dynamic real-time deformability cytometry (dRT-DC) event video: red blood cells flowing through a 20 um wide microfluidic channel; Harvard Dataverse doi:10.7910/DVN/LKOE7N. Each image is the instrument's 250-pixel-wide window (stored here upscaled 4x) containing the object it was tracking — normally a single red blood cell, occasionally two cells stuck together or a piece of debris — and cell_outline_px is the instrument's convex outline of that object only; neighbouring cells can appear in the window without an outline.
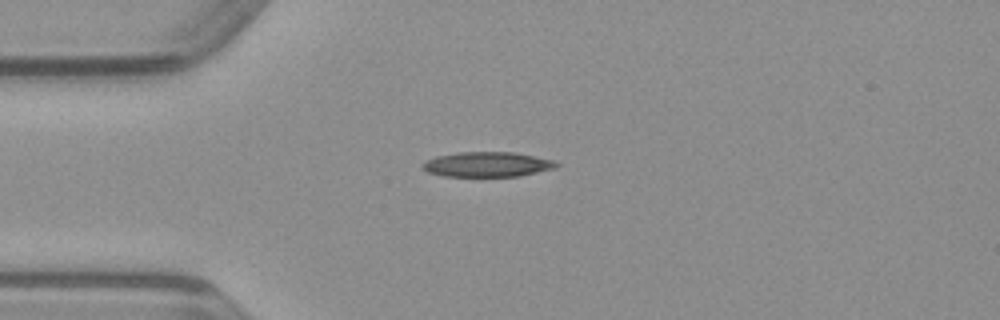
{"species": "common noctule bat (a hibernating species)", "species_latin": "Nyctalus noctula", "temperature_condition": "warm", "stored_images_in_passage": 38, "camera_frame_rate_fps": 3000, "um_per_image_px": 0.085, "animal": {"sex": "male", "body_mass_g": 23.1, "forearm_length_mm": 52.7}, "frame": {"image": 1, "passage_image": 1, "time_ms": 0.0, "image_size_px": [1000, 320], "cell_outline_px": [[560, 164], [556, 168], [516, 176], [444, 176], [428, 172], [420, 164], [424, 160], [436, 156], [456, 152], [516, 152], [552, 160]], "centroid_in_image_um": [41.38, 13.96], "position_along_channel_um": 43.6, "area_um2": 19.42}}
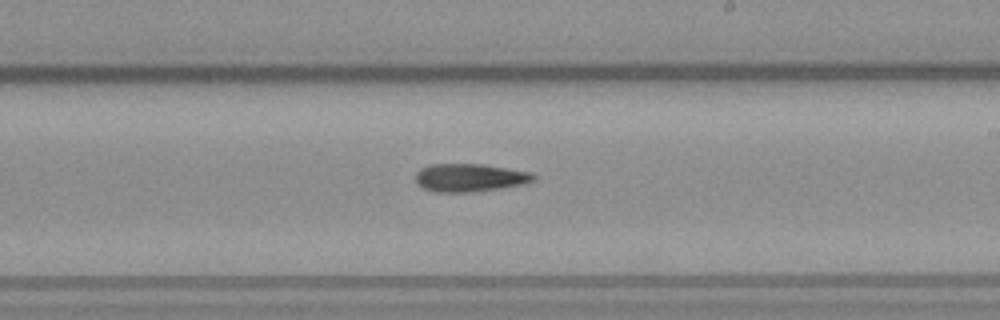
{"frame": {"image": 2, "passage_image": 17, "time_ms": 5.333, "image_size_px": [1000, 320], "cell_outline_px": [[536, 180], [524, 184], [500, 188], [472, 192], [436, 192], [424, 188], [416, 184], [416, 172], [420, 168], [428, 164], [484, 164], [532, 172], [536, 176]], "centroid_in_image_um": [39.94, 15.09], "position_along_channel_um": 249.1, "area_um2": 19.48}}
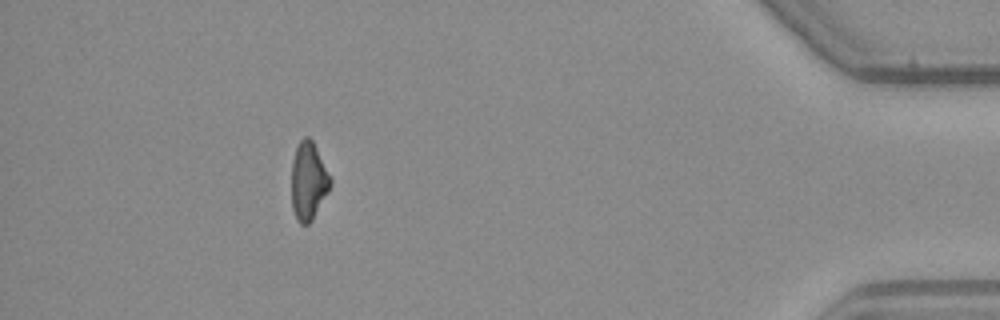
{"frame": {"image": 3, "passage_image": 33, "time_ms": 10.667, "image_size_px": [1000, 320], "cell_outline_px": [[332, 184], [328, 192], [312, 220], [308, 224], [300, 224], [296, 220], [292, 208], [292, 160], [296, 148], [300, 140], [304, 136], [308, 136], [312, 140], [332, 180]], "centroid_in_image_um": [26.21, 15.4], "position_along_channel_um": 409.0, "area_um2": 17.57}}